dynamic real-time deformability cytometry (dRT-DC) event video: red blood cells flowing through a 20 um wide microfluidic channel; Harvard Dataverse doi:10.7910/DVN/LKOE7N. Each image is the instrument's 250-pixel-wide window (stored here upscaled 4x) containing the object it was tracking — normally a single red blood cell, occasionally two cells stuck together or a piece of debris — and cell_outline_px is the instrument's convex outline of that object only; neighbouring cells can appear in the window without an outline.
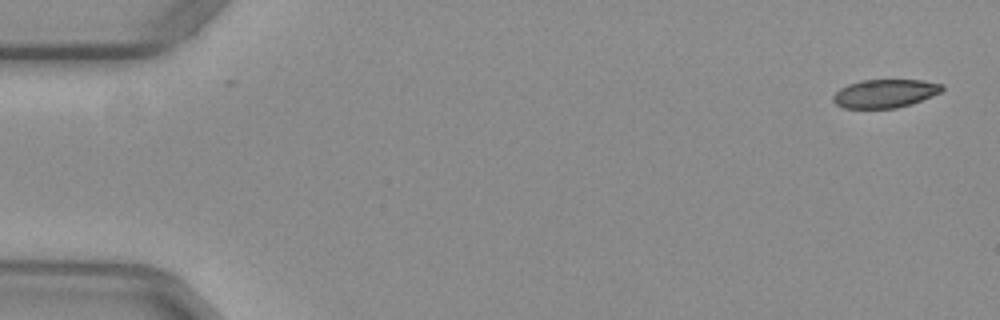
{"species": "common noctule bat (a hibernating species)", "species_latin": "Nyctalus noctula", "temperature_condition": "warm", "stored_images_in_passage": 46, "camera_frame_rate_fps": 3000, "um_per_image_px": 0.085, "animal": {"sex": "female", "body_mass_g": 29.2, "forearm_length_mm": 56.3}, "frame": {"image": 1, "passage_image": 1, "time_ms": 0.0, "image_size_px": [1000, 320], "cell_outline_px": [[944, 88], [940, 92], [932, 96], [912, 104], [896, 108], [844, 108], [836, 104], [832, 100], [832, 96], [840, 88], [848, 84], [860, 80], [924, 80], [944, 84]], "centroid_in_image_um": [75.23, 7.94], "position_along_channel_um": 9.8, "area_um2": 18.15}}
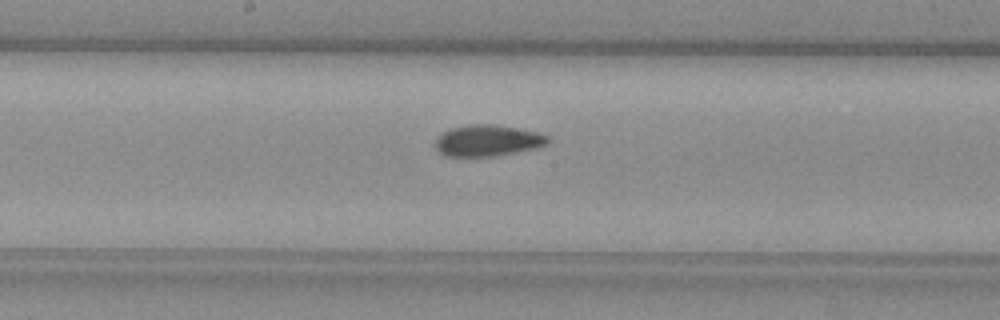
{"frame": {"image": 2, "passage_image": 27, "time_ms": 8.667, "image_size_px": [1000, 320], "cell_outline_px": [[548, 144], [536, 148], [492, 156], [444, 156], [436, 148], [436, 140], [448, 128], [468, 124], [492, 124], [516, 128], [536, 132], [548, 136]], "centroid_in_image_um": [41.43, 11.94], "position_along_channel_um": 206.8, "area_um2": 20.29}}
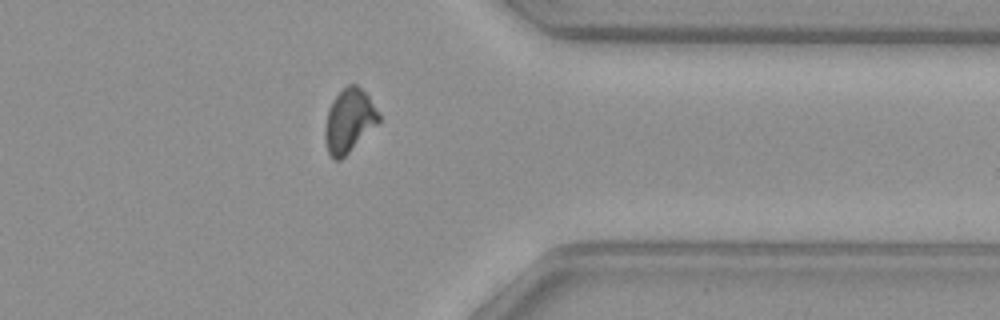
{"frame": {"image": 3, "passage_image": 41, "time_ms": 13.333, "image_size_px": [1000, 320], "cell_outline_px": [[380, 120], [340, 160], [332, 160], [328, 152], [324, 140], [324, 128], [328, 108], [332, 100], [348, 84], [356, 84], [368, 96], [380, 116]], "centroid_in_image_um": [29.62, 10.26], "position_along_channel_um": 381.8, "area_um2": 19.54}}